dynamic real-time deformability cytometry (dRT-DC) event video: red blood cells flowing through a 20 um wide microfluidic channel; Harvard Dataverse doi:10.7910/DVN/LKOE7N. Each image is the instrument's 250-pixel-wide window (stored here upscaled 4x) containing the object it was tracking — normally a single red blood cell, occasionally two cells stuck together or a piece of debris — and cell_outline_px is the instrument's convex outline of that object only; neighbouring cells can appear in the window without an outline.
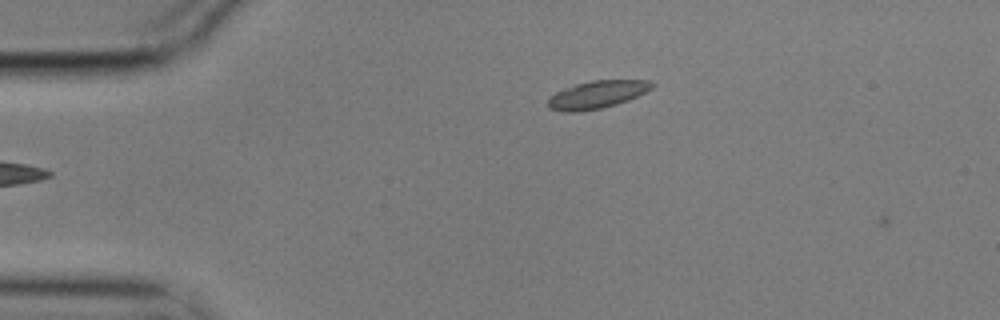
{"species": "common noctule bat (a hibernating species)", "species_latin": "Nyctalus noctula", "temperature_condition": "cold", "stored_images_in_passage": 5, "camera_frame_rate_fps": 3000, "um_per_image_px": 0.085, "animal": {"sex": "male", "body_mass_g": 17.9}, "frame": {"image": 1, "passage_image": 4, "time_ms": 1.0, "image_size_px": [1000, 320], "cell_outline_px": [[656, 84], [652, 88], [628, 100], [616, 104], [600, 108], [580, 112], [564, 112], [548, 108], [548, 100], [556, 92], [564, 88], [576, 84], [592, 80], [648, 80]], "centroid_in_image_um": [50.74, 8.04], "position_along_channel_um": 34.3, "area_um2": 16.65}}